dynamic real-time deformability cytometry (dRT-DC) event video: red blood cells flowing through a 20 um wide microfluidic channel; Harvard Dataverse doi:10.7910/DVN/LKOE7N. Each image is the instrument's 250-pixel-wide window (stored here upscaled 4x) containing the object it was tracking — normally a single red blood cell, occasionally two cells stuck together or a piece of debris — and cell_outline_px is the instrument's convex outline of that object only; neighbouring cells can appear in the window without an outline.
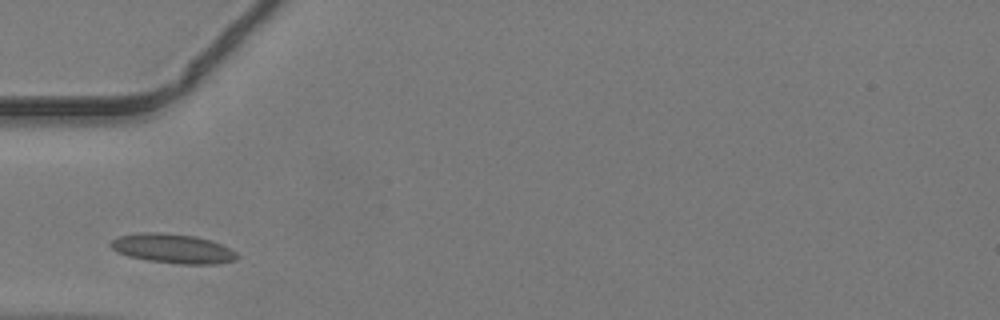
{"species": "common noctule bat (a hibernating species)", "species_latin": "Nyctalus noctula", "temperature_condition": "warm", "stored_images_in_passage": 4, "camera_frame_rate_fps": 3000, "um_per_image_px": 0.085, "animal": {"sex": "male", "body_mass_g": 19.2, "forearm_length_mm": 51.8}, "frame": {"image": 1, "passage_image": 1, "time_ms": 0.0, "image_size_px": [1000, 320], "cell_outline_px": [[240, 256], [236, 260], [216, 264], [180, 264], [148, 260], [128, 256], [116, 252], [108, 244], [112, 240], [120, 236], [144, 232], [164, 232], [196, 236], [220, 244], [236, 252]], "centroid_in_image_um": [14.68, 21.13], "position_along_channel_um": 70.3, "area_um2": 21.62}}
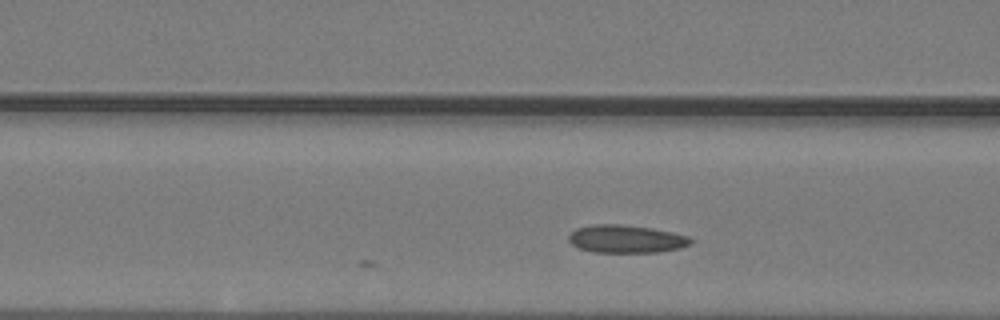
{"frame": {"image": 2, "passage_image": 4, "time_ms": 1.0, "image_size_px": [1000, 320], "cell_outline_px": [[692, 244], [680, 248], [660, 252], [592, 252], [580, 248], [572, 244], [568, 240], [568, 236], [576, 228], [592, 224], [620, 224], [652, 228], [672, 232], [688, 236], [692, 240]], "centroid_in_image_um": [53.22, 20.31], "position_along_channel_um": 113.4, "area_um2": 19.88}}